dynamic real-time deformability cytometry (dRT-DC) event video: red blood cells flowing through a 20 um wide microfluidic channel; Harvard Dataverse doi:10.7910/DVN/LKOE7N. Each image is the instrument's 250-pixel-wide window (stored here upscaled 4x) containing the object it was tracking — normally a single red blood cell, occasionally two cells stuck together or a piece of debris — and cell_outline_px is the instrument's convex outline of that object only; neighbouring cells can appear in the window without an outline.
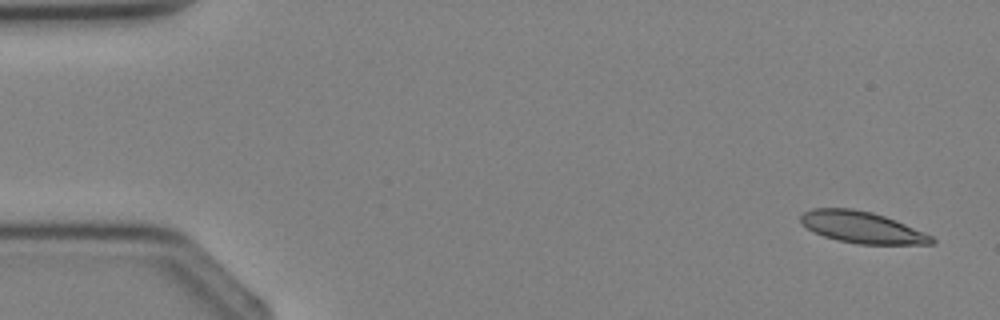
{"species": "Egyptian fruit bat (a non-hibernating species)", "species_latin": "Rousettus aegyptiacus", "temperature_condition": "cold", "stored_images_in_passage": 4, "camera_frame_rate_fps": 3000, "um_per_image_px": 0.085, "animal": {"sex": "female"}, "frame": {"image": 1, "passage_image": 4, "time_ms": 4.333, "image_size_px": [1000, 320], "cell_outline_px": [[936, 240], [932, 244], [856, 244], [824, 236], [808, 228], [800, 220], [800, 216], [804, 212], [812, 208], [852, 208], [872, 212], [884, 216], [904, 224], [932, 236]], "centroid_in_image_um": [73.26, 19.32], "position_along_channel_um": 11.7, "area_um2": 23.7}}